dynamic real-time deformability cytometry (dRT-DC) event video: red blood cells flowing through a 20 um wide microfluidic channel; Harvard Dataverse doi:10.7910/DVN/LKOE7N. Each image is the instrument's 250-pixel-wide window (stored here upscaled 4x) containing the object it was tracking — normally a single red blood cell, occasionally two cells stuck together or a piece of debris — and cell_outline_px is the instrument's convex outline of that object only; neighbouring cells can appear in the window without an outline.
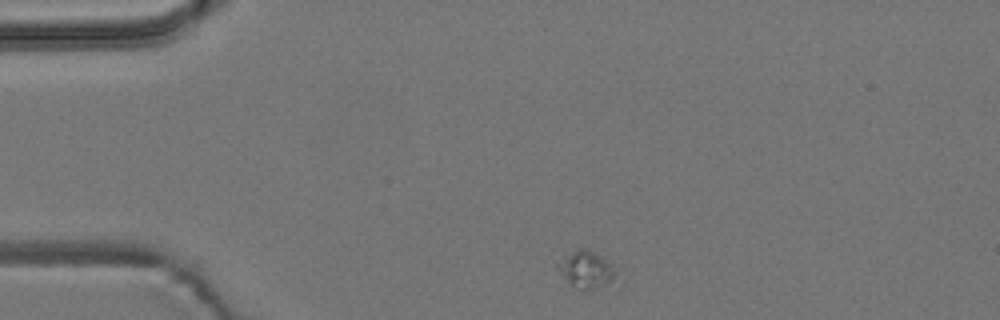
{"species": "common noctule bat (a hibernating species)", "species_latin": "Nyctalus noctula", "temperature_condition": "room temperature", "stored_images_in_passage": 8, "camera_frame_rate_fps": 3000, "um_per_image_px": 0.085, "animal": {"sex": "male", "body_mass_g": 19.2, "forearm_length_mm": 51.8}, "frame": {"image": 1, "passage_image": 1, "time_ms": 0.0, "image_size_px": [1000, 320], "cell_outline_px": [[616, 272], [604, 284], [592, 288], [584, 288], [572, 284], [556, 268], [556, 264], [572, 252], [580, 248], [588, 248], [612, 264]], "centroid_in_image_um": [49.79, 22.84], "position_along_channel_um": 35.2, "area_um2": 11.5}}
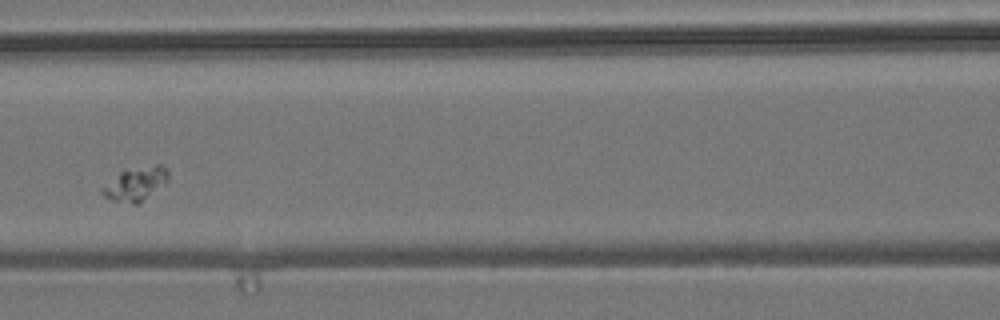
{"frame": {"image": 2, "passage_image": 5, "time_ms": 1.333, "image_size_px": [1000, 320], "cell_outline_px": [[168, 184], [140, 204], [132, 204], [112, 200], [104, 196], [100, 192], [100, 188], [120, 172], [156, 164], [160, 164], [168, 168]], "centroid_in_image_um": [11.59, 15.66], "position_along_channel_um": 155.0, "area_um2": 13.24}}
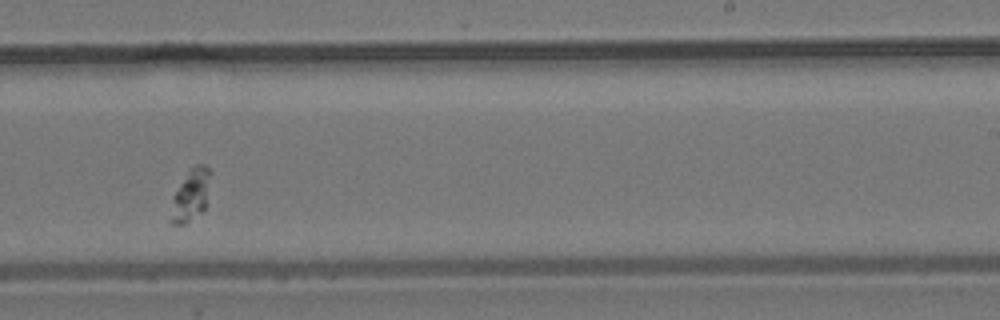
{"frame": {"image": 3, "passage_image": 8, "time_ms": 2.333, "image_size_px": [1000, 320], "cell_outline_px": [[212, 172], [208, 204], [200, 212], [184, 224], [168, 224], [168, 220], [172, 196], [180, 184], [192, 168], [196, 164], [204, 164]], "centroid_in_image_um": [16.22, 16.61], "position_along_channel_um": 272.8, "area_um2": 12.31}}